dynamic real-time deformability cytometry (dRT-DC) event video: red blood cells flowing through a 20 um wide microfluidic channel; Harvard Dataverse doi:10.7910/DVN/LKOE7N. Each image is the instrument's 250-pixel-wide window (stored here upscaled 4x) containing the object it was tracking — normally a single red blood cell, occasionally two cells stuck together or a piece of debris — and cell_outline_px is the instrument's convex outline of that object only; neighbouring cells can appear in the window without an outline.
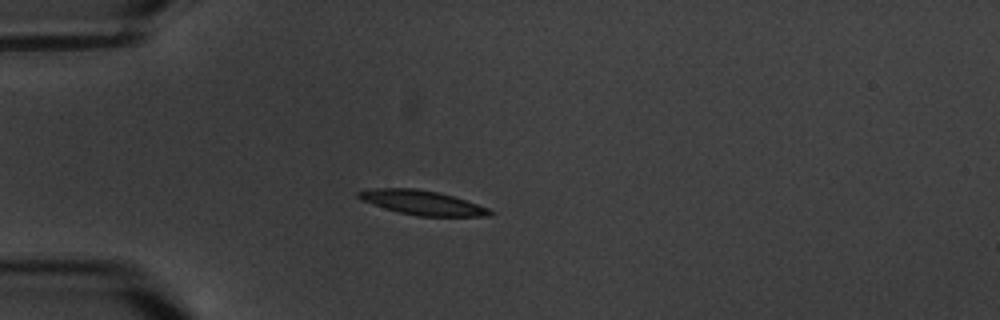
{"species": "common noctule bat (a hibernating species)", "species_latin": "Nyctalus noctula", "temperature_condition": "warm", "stored_images_in_passage": 8, "camera_frame_rate_fps": 3000, "um_per_image_px": 0.085, "animal": {"sex": "male", "body_mass_g": 20.1, "forearm_length_mm": 53.5}, "frame": {"image": 1, "passage_image": 4, "time_ms": 4.333, "image_size_px": [1000, 320], "cell_outline_px": [[496, 212], [492, 216], [416, 216], [384, 208], [364, 200], [356, 196], [356, 192], [376, 188], [416, 188], [440, 192], [488, 208]], "centroid_in_image_um": [35.92, 17.22], "position_along_channel_um": 49.1, "area_um2": 18.5}}
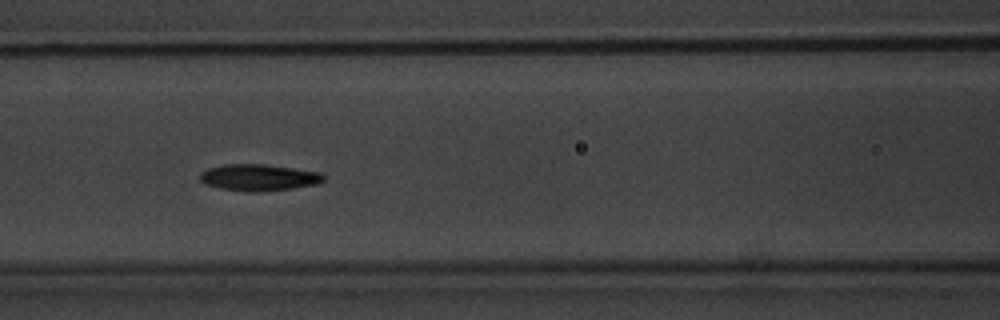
{"frame": {"image": 2, "passage_image": 7, "time_ms": 7.667, "image_size_px": [1000, 320], "cell_outline_px": [[324, 180], [316, 184], [292, 188], [260, 192], [244, 192], [220, 188], [204, 184], [200, 180], [200, 172], [208, 168], [220, 164], [264, 164], [320, 172], [324, 176]], "centroid_in_image_um": [21.94, 15.09], "position_along_channel_um": 144.7, "area_um2": 19.25}}